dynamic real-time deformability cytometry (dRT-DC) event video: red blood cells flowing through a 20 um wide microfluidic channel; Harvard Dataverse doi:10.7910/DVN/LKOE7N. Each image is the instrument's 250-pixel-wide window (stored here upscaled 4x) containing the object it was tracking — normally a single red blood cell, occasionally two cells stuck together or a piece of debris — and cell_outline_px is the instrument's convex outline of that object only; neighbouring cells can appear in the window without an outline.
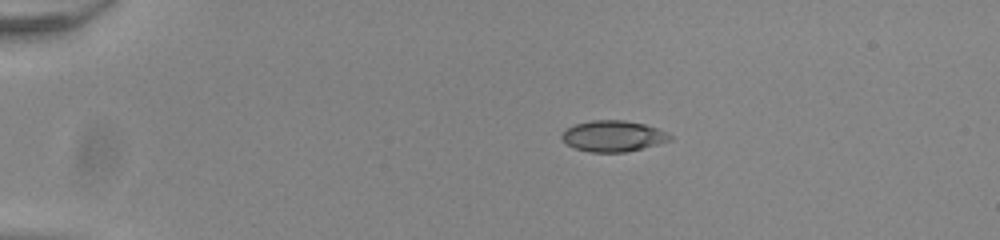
{"species": "common noctule bat (a hibernating species)", "species_latin": "Nyctalus noctula", "temperature_condition": "room temperature", "stored_images_in_passage": 43, "camera_frame_rate_fps": 3000, "um_per_image_px": 0.085, "animal": {"sex": "male", "body_mass_g": 20.0, "forearm_length_mm": 53.3}, "frame": {"image": 1, "passage_image": 1, "time_ms": 0.0, "image_size_px": [1000, 240], "cell_outline_px": [[672, 140], [624, 152], [588, 152], [576, 148], [568, 144], [560, 136], [568, 128], [576, 124], [592, 120], [624, 120], [644, 124], [668, 132], [672, 136]], "centroid_in_image_um": [52.13, 11.56], "position_along_channel_um": 32.9, "area_um2": 19.25}}
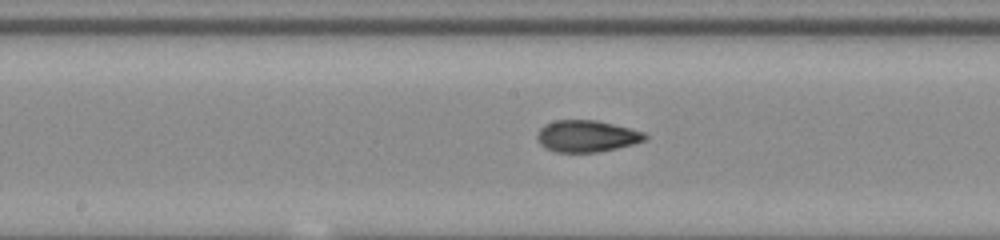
{"frame": {"image": 2, "passage_image": 19, "time_ms": 6.0, "image_size_px": [1000, 240], "cell_outline_px": [[648, 140], [616, 148], [596, 152], [556, 152], [544, 148], [540, 144], [536, 136], [540, 128], [544, 124], [556, 120], [596, 120], [644, 132], [648, 136]], "centroid_in_image_um": [49.85, 11.57], "position_along_channel_um": 198.4, "area_um2": 19.88}}
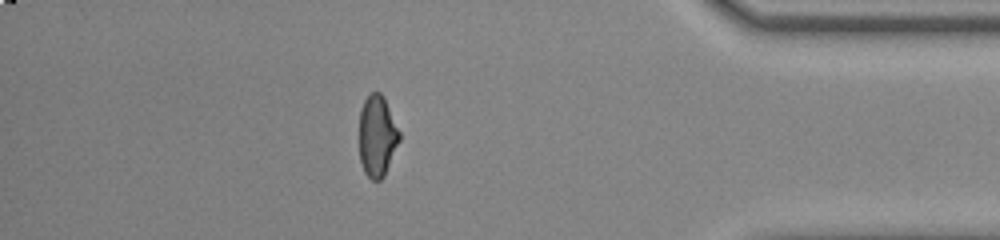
{"frame": {"image": 3, "passage_image": 37, "time_ms": 12.0, "image_size_px": [1000, 240], "cell_outline_px": [[400, 140], [384, 176], [380, 180], [372, 180], [364, 172], [360, 160], [360, 108], [364, 100], [372, 92], [380, 92], [384, 96], [400, 132]], "centroid_in_image_um": [32.07, 11.55], "position_along_channel_um": 403.1, "area_um2": 19.02}, "authors_computed_cell_mechanics": {"area_um2": 19.4208, "velocity_mm_per_s": 3.9336, "shape_relaxation_time_tau1_ms": 9.4996, "shape_relaxation_time_tau2_ms": 1.4479, "deformation_change_tau1": 0.2316, "deformation_change_tau2": 0.0717}}